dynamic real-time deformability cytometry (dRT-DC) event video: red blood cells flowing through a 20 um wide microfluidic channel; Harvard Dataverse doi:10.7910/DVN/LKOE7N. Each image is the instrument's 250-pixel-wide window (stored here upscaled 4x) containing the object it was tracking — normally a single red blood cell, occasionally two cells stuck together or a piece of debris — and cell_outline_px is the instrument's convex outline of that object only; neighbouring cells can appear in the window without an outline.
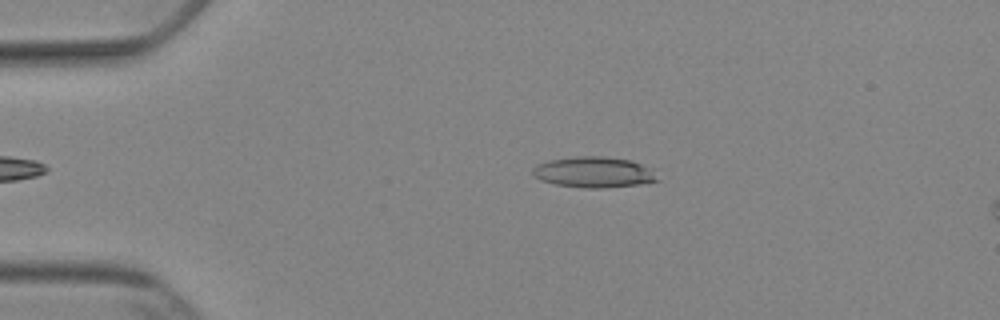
{"species": "Egyptian fruit bat (a non-hibernating species)", "species_latin": "Rousettus aegyptiacus", "temperature_condition": "cold", "stored_images_in_passage": 38, "camera_frame_rate_fps": 3000, "um_per_image_px": 0.085, "animal": {"sex": "female"}, "frame": {"image": 1, "passage_image": 4, "time_ms": 1.0, "image_size_px": [1000, 320], "cell_outline_px": [[660, 180], [640, 184], [608, 188], [584, 188], [556, 184], [540, 180], [532, 176], [532, 168], [536, 164], [548, 160], [572, 156], [600, 156], [628, 160], [640, 164], [648, 168]], "centroid_in_image_um": [50.39, 14.64], "position_along_channel_um": 34.6, "area_um2": 22.37}}
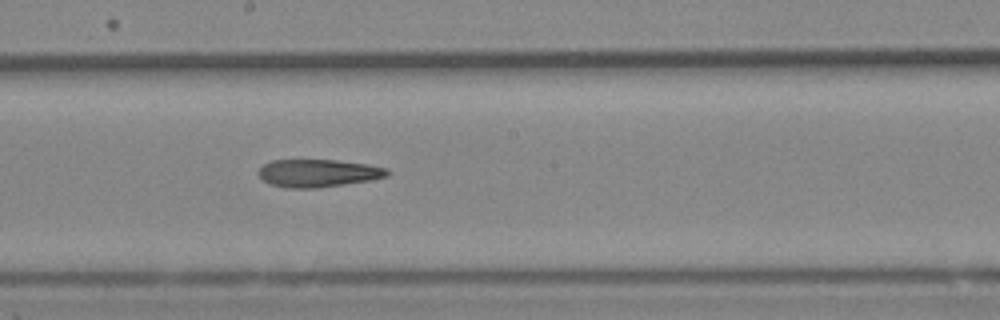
{"frame": {"image": 2, "passage_image": 22, "time_ms": 7.0, "image_size_px": [1000, 320], "cell_outline_px": [[392, 172], [388, 176], [372, 180], [316, 188], [288, 188], [272, 184], [264, 180], [256, 172], [264, 164], [272, 160], [336, 160], [368, 164], [388, 168]], "centroid_in_image_um": [27.09, 14.71], "position_along_channel_um": 221.1, "area_um2": 20.87}}
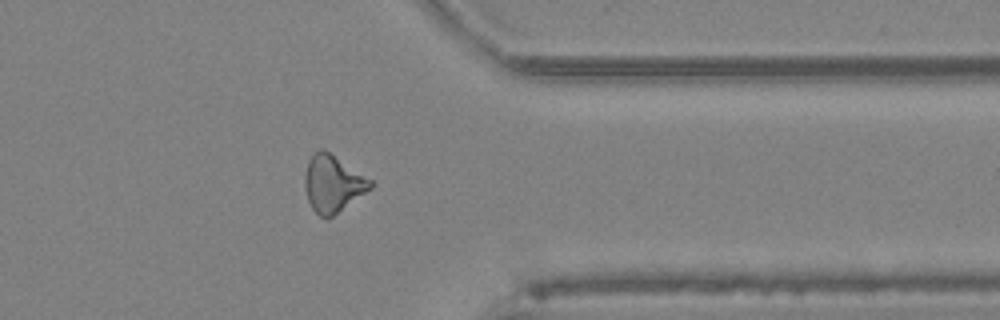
{"frame": {"image": 3, "passage_image": 35, "time_ms": 11.333, "image_size_px": [1000, 320], "cell_outline_px": [[376, 184], [372, 188], [328, 220], [324, 220], [312, 208], [308, 200], [304, 184], [304, 176], [308, 160], [312, 152], [316, 148], [324, 148], [372, 180]], "centroid_in_image_um": [28.28, 15.6], "position_along_channel_um": 383.1, "area_um2": 22.2}, "authors_computed_cell_mechanics": {"area_um2": 21.5594, "velocity_mm_per_s": 3.8951, "shape_relaxation_time_tau1_ms": null, "shape_relaxation_time_tau2_ms": 4.5715, "deformation_change_tau1": null, "deformation_change_tau2": 0.1697}}